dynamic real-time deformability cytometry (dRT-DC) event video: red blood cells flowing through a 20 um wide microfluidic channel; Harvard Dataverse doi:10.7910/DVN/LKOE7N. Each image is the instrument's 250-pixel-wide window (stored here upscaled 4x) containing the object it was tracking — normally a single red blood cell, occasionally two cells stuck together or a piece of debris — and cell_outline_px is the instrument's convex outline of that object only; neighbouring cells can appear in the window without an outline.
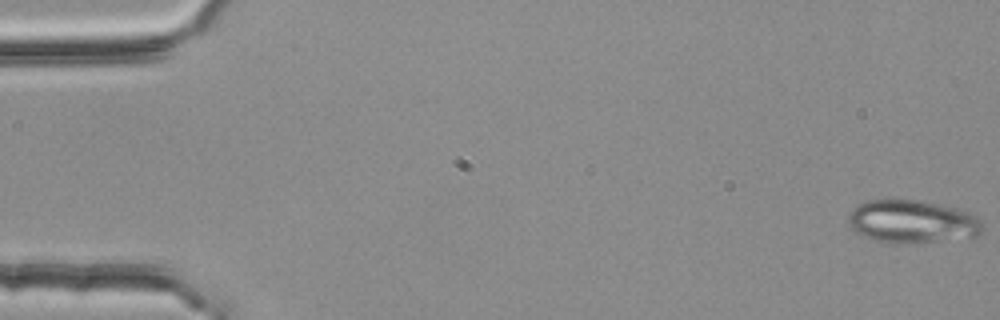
{"species": "common noctule bat (a hibernating species)", "species_latin": "Nyctalus noctula", "temperature_condition": "room temperature", "stored_images_in_passage": 54, "camera_frame_rate_fps": 3000, "um_per_image_px": 0.085, "animal": {"sex": "female", "body_mass_g": 25.1}, "frame": {"image": 1, "passage_image": 1, "time_ms": 0.0, "image_size_px": [1000, 320], "cell_outline_px": [[984, 232], [976, 236], [900, 244], [888, 244], [872, 240], [856, 232], [848, 224], [848, 212], [852, 208], [868, 200], [896, 196], [920, 200], [960, 208], [976, 216], [980, 220], [984, 228]], "centroid_in_image_um": [77.49, 18.79], "position_along_channel_um": 7.5, "area_um2": 34.62}}
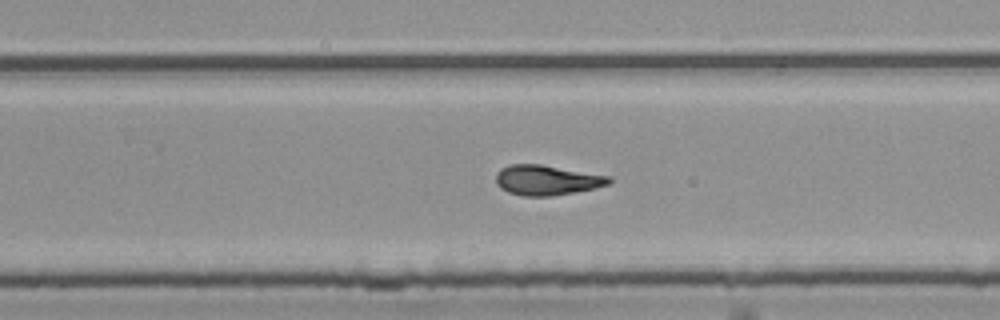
{"frame": {"image": 2, "passage_image": 35, "time_ms": 11.333, "image_size_px": [1000, 320], "cell_outline_px": [[612, 180], [608, 184], [592, 188], [552, 196], [524, 196], [508, 192], [500, 188], [496, 184], [496, 172], [500, 168], [512, 164], [540, 164], [608, 176]], "centroid_in_image_um": [46.4, 15.3], "position_along_channel_um": 283.4, "area_um2": 19.54}}
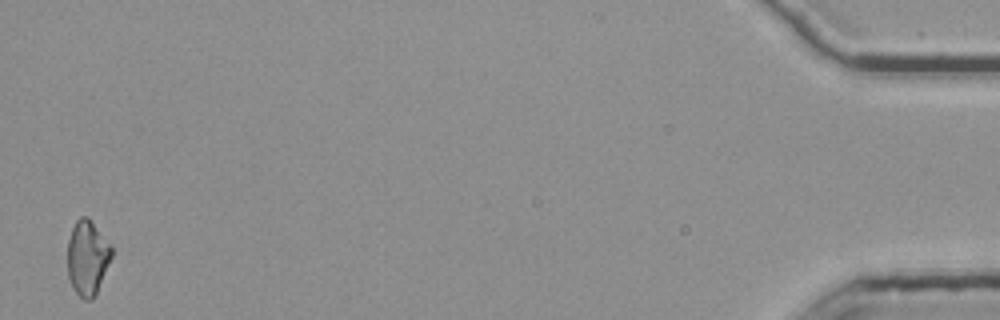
{"frame": {"image": 3, "passage_image": 54, "time_ms": 17.667, "image_size_px": [1000, 320], "cell_outline_px": [[112, 256], [96, 292], [92, 300], [84, 300], [72, 288], [68, 276], [68, 240], [72, 228], [76, 220], [80, 216], [88, 216], [112, 248]], "centroid_in_image_um": [7.41, 21.9], "position_along_channel_um": 427.8, "area_um2": 18.96}, "authors_computed_cell_mechanics": {"area_um2": 19.8543, "velocity_mm_per_s": 3.7887, "shape_relaxation_time_tau1_ms": null, "shape_relaxation_time_tau2_ms": 2.4915, "deformation_change_tau1": null, "deformation_change_tau2": 0.1053}}